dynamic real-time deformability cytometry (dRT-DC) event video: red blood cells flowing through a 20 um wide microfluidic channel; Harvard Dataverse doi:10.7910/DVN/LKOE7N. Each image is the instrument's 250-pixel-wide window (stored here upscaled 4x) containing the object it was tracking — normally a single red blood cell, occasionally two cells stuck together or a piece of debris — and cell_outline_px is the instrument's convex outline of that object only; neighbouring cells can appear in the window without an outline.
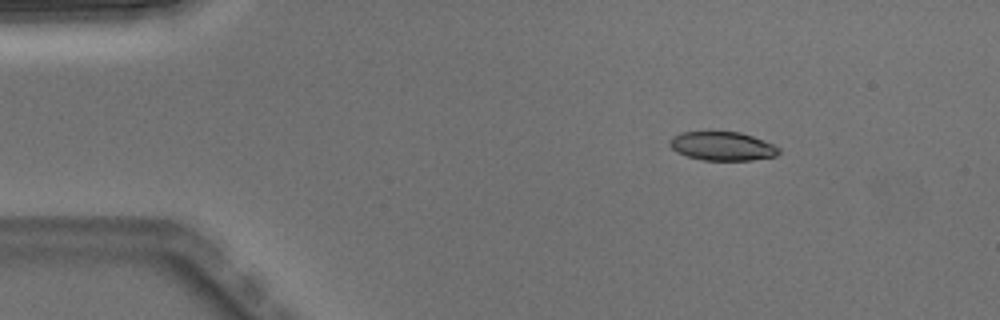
{"species": "Egyptian fruit bat (a non-hibernating species)", "species_latin": "Rousettus aegyptiacus", "temperature_condition": "warm", "stored_images_in_passage": 3, "camera_frame_rate_fps": 3000, "um_per_image_px": 0.085, "animal": {"sex": "male"}, "frame": {"image": 1, "passage_image": 2, "time_ms": 0.333, "image_size_px": [1000, 320], "cell_outline_px": [[780, 152], [776, 156], [752, 160], [704, 160], [688, 156], [676, 152], [668, 144], [668, 140], [672, 136], [680, 132], [708, 128], [740, 132], [752, 136], [772, 144], [780, 148]], "centroid_in_image_um": [61.32, 12.36], "position_along_channel_um": 23.7, "area_um2": 19.13}}